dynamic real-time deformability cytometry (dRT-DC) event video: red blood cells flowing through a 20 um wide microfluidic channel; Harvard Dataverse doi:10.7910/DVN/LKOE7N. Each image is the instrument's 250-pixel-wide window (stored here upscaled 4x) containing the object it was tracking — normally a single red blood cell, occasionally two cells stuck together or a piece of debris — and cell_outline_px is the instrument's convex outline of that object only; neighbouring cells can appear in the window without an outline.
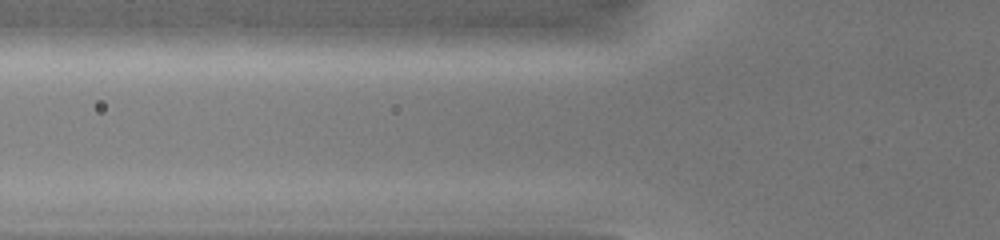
{"species": "common noctule bat (a hibernating species)", "species_latin": "Nyctalus noctula", "temperature_condition": "warm", "stored_images_in_passage": 4, "camera_frame_rate_fps": 3000, "um_per_image_px": 0.085, "animal": {"sex": "female", "body_mass_g": 19.0, "forearm_length_mm": 51.5}, "frame": {"image": 1, "passage_image": 3, "time_ms": 0.333, "image_size_px": [1000, 240], "cell_outline_px": [[620, 36], [616, 40], [604, 44], [564, 48], [416, 52], [412, 52], [400, 48], [400, 40], [408, 32], [472, 24], [580, 24]], "centroid_in_image_um": [42.87, 3.19], "position_along_channel_um": 82.9, "area_um2": 34.91}}